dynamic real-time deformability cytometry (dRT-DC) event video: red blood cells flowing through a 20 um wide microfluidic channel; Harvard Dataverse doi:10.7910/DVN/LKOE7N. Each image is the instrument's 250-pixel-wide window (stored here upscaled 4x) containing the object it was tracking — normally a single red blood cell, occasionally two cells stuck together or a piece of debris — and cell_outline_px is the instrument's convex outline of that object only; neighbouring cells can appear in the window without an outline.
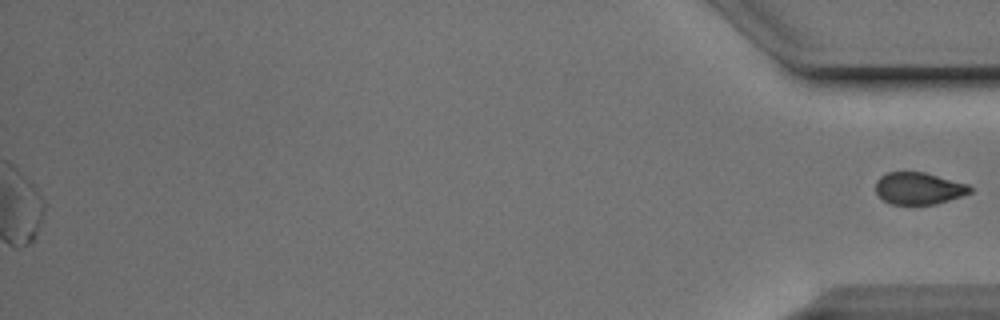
{"species": "Egyptian fruit bat (a non-hibernating species)", "species_latin": "Rousettus aegyptiacus", "temperature_condition": "cold", "stored_images_in_passage": 53, "segment_of_instrument_passage": [2, 2], "camera_frame_rate_fps": 3000, "um_per_image_px": 0.085, "animal": {"sex": "male"}, "frame": {"image": 1, "passage_image": 53, "time_ms": 17.333, "image_size_px": [1000, 320], "cell_outline_px": [[972, 192], [936, 204], [892, 204], [884, 200], [876, 192], [876, 180], [880, 176], [888, 172], [924, 172], [968, 184], [972, 188]], "centroid_in_image_um": [78.09, 16.0], "position_along_channel_um": 357.1, "area_um2": 17.46}}